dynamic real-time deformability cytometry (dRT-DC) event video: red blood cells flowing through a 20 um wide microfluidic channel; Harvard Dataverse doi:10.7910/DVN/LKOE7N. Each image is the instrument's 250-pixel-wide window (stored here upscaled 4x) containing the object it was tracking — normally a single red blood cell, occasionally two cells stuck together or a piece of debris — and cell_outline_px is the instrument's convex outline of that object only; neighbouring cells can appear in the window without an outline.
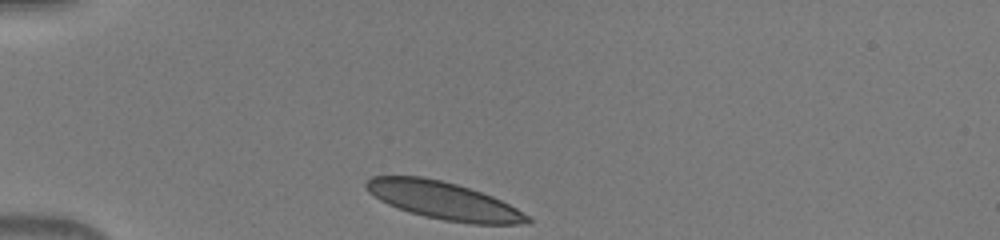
{"species": "human", "species_latin": "Homo sapiens", "temperature_condition": "warm", "stored_images_in_passage": 32, "camera_frame_rate_fps": 3000, "um_per_image_px": 0.085, "donor": {"sex": "male"}, "frame": {"image": 1, "passage_image": 1, "time_ms": 0.0, "image_size_px": [1000, 240], "cell_outline_px": [[532, 224], [472, 224], [444, 220], [424, 216], [388, 204], [380, 200], [368, 192], [364, 188], [364, 184], [372, 176], [420, 176], [440, 180], [456, 184], [492, 196], [516, 208], [528, 216], [532, 220]], "centroid_in_image_um": [37.71, 17.05], "position_along_channel_um": 47.3, "area_um2": 34.97}}
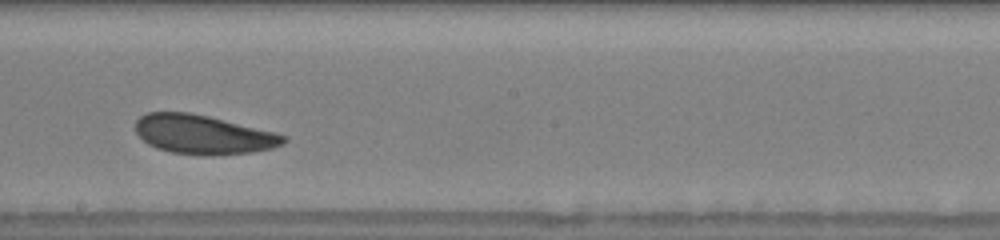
{"frame": {"image": 2, "passage_image": 17, "time_ms": 5.333, "image_size_px": [1000, 240], "cell_outline_px": [[288, 140], [284, 144], [272, 148], [252, 152], [212, 156], [200, 156], [172, 152], [156, 148], [148, 144], [136, 132], [136, 120], [140, 116], [148, 112], [188, 112], [208, 116], [276, 132], [288, 136]], "centroid_in_image_um": [17.3, 11.44], "position_along_channel_um": 230.9, "area_um2": 33.99}}
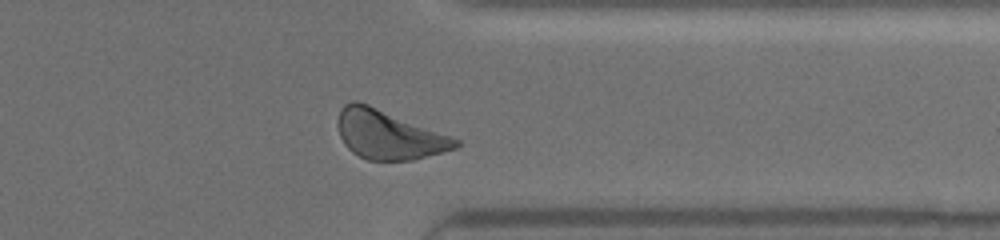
{"frame": {"image": 3, "passage_image": 28, "time_ms": 9.0, "image_size_px": [1000, 240], "cell_outline_px": [[460, 144], [456, 148], [412, 160], [368, 160], [352, 152], [344, 144], [340, 136], [336, 124], [340, 108], [344, 104], [352, 100], [356, 100], [368, 104], [452, 136], [460, 140]], "centroid_in_image_um": [33.0, 11.43], "position_along_channel_um": 378.4, "area_um2": 33.58}}